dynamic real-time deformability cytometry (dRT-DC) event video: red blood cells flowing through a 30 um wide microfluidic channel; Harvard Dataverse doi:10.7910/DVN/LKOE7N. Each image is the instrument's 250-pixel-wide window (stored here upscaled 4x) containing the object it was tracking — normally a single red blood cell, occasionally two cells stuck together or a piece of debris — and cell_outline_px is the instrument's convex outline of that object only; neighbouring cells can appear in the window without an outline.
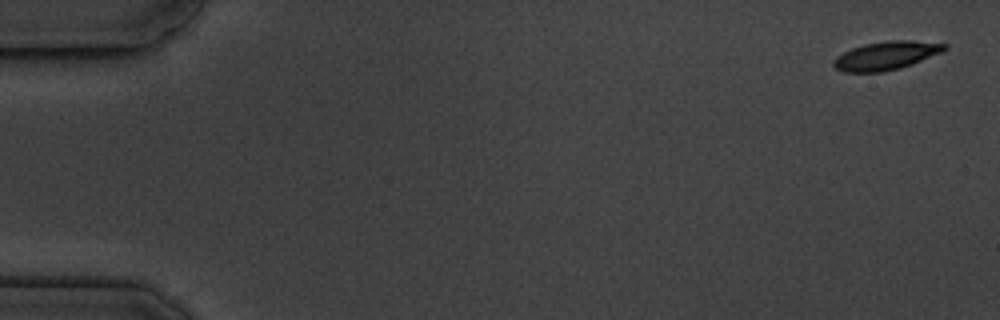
{"species": "common noctule bat (a hibernating species)", "species_latin": "Nyctalus noctula", "temperature_condition": "cold", "stored_images_in_passage": 7, "camera_frame_rate_fps": 3000, "um_per_image_px": 0.085, "animal": {"sex": "male", "body_mass_g": 19.5, "forearm_length_mm": 54.6}, "frame": {"image": 1, "passage_image": 1, "time_ms": 0.0, "image_size_px": [1000, 320], "cell_outline_px": [[948, 48], [940, 52], [912, 64], [900, 68], [884, 72], [844, 72], [836, 68], [832, 64], [832, 60], [836, 56], [852, 48], [864, 44], [888, 40], [912, 40], [948, 44]], "centroid_in_image_um": [75.29, 4.72], "position_along_channel_um": 9.7, "area_um2": 18.38}}
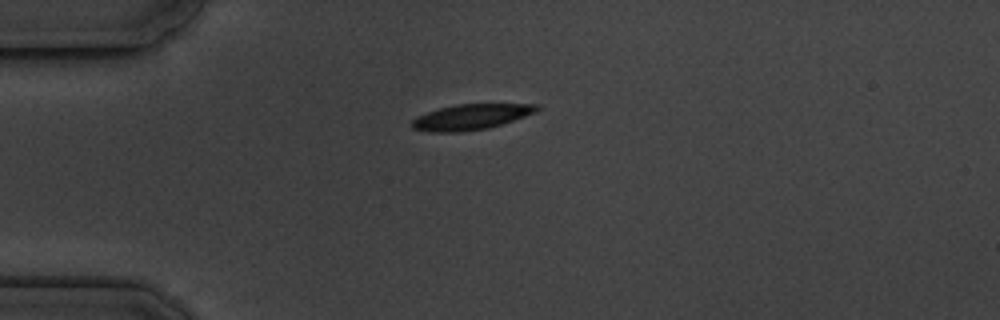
{"frame": {"image": 2, "passage_image": 4, "time_ms": 4.333, "image_size_px": [1000, 320], "cell_outline_px": [[540, 108], [536, 112], [488, 128], [460, 132], [428, 132], [412, 128], [412, 120], [416, 116], [440, 108], [456, 104], [540, 104]], "centroid_in_image_um": [40.01, 9.94], "position_along_channel_um": 45.0, "area_um2": 18.44}}
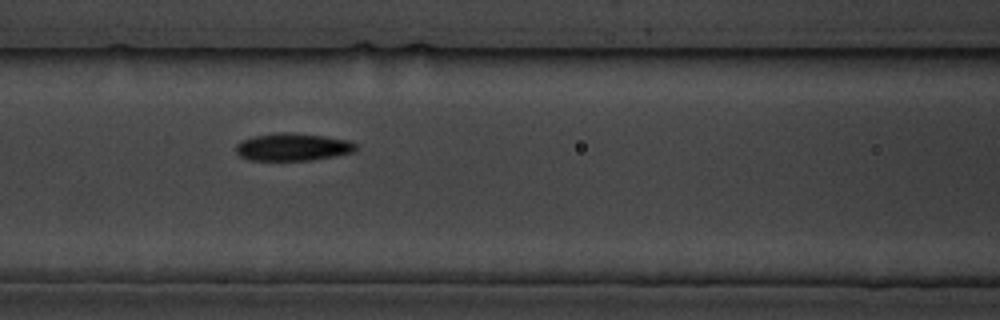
{"frame": {"image": 3, "passage_image": 7, "time_ms": 7.667, "image_size_px": [1000, 320], "cell_outline_px": [[356, 152], [336, 156], [312, 160], [248, 160], [240, 156], [236, 152], [236, 144], [240, 140], [256, 136], [280, 132], [292, 132], [324, 136], [348, 140], [356, 144]], "centroid_in_image_um": [24.89, 12.5], "position_along_channel_um": 141.7, "area_um2": 19.36}}